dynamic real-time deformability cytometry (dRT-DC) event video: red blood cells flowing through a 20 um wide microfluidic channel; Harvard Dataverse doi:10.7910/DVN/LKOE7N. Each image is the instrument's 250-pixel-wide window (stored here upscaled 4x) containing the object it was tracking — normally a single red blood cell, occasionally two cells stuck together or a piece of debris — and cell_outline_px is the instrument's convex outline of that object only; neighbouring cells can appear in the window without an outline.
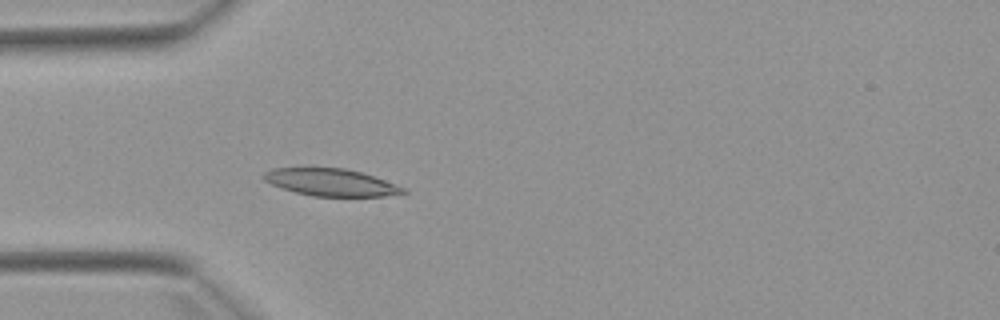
{"species": "Egyptian fruit bat (a non-hibernating species)", "species_latin": "Rousettus aegyptiacus", "temperature_condition": "warm", "stored_images_in_passage": 2, "camera_frame_rate_fps": 3000, "um_per_image_px": 0.085, "animal": {"sex": "female"}, "frame": {"image": 1, "passage_image": 2, "time_ms": 1.333, "image_size_px": [1000, 320], "cell_outline_px": [[408, 192], [384, 196], [312, 196], [296, 192], [272, 184], [264, 180], [264, 172], [272, 168], [344, 168], [360, 172], [396, 184], [404, 188]], "centroid_in_image_um": [28.13, 15.5], "position_along_channel_um": 56.9, "area_um2": 21.73}}